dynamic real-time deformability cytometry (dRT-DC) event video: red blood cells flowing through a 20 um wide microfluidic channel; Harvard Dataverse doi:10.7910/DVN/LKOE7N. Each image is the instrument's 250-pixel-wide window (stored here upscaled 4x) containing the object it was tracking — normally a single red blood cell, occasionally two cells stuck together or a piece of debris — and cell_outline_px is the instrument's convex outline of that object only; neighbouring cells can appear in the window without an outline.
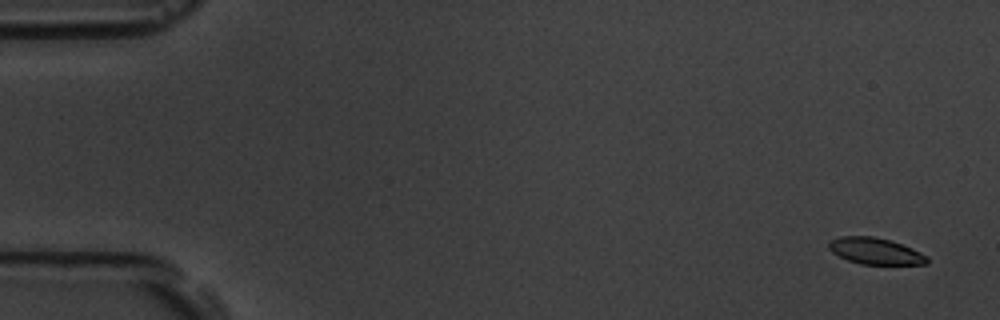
{"species": "common noctule bat (a hibernating species)", "species_latin": "Nyctalus noctula", "temperature_condition": "room temperature", "stored_images_in_passage": 6, "camera_frame_rate_fps": 3000, "um_per_image_px": 0.085, "animal": {"sex": "male", "body_mass_g": 19.5, "forearm_length_mm": 54.6}, "frame": {"image": 1, "passage_image": 1, "time_ms": 0.0, "image_size_px": [1000, 320], "cell_outline_px": [[928, 264], [860, 264], [848, 260], [832, 252], [828, 248], [828, 244], [832, 240], [840, 236], [872, 236], [888, 240], [912, 248], [928, 256]], "centroid_in_image_um": [74.41, 21.34], "position_along_channel_um": 10.6, "area_um2": 14.97}}
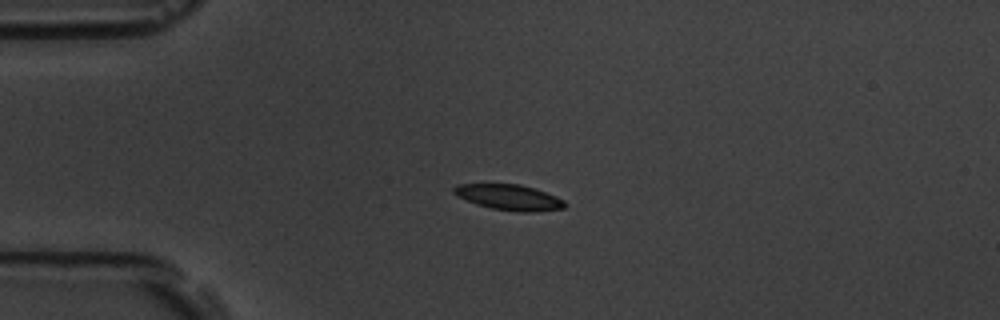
{"frame": {"image": 2, "passage_image": 4, "time_ms": 4.0, "image_size_px": [1000, 320], "cell_outline_px": [[568, 204], [564, 208], [532, 212], [520, 212], [492, 208], [476, 204], [456, 196], [452, 192], [452, 188], [456, 184], [520, 184], [556, 196], [564, 200]], "centroid_in_image_um": [43.25, 16.77], "position_along_channel_um": 41.8, "area_um2": 16.53}}
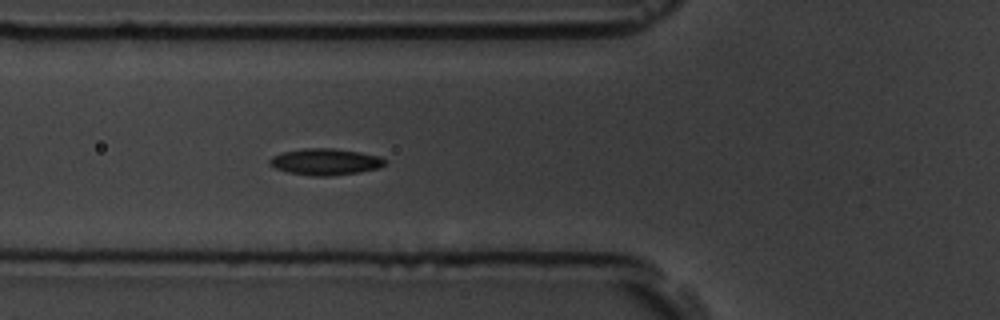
{"frame": {"image": 3, "passage_image": 6, "time_ms": 6.333, "image_size_px": [1000, 320], "cell_outline_px": [[388, 164], [380, 168], [360, 172], [332, 176], [312, 176], [288, 172], [276, 168], [268, 164], [268, 160], [272, 156], [284, 152], [304, 148], [332, 148], [360, 152], [380, 156], [388, 160]], "centroid_in_image_um": [27.71, 13.75], "position_along_channel_um": 98.1, "area_um2": 18.03}}